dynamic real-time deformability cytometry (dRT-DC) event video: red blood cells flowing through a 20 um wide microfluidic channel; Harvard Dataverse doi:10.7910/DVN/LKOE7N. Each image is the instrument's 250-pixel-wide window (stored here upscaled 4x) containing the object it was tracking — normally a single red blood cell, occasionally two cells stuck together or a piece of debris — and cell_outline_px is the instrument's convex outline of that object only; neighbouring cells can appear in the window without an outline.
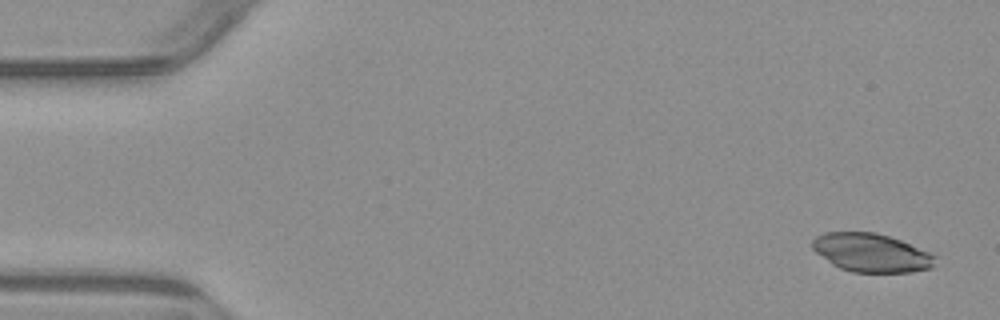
{"species": "common noctule bat (a hibernating species)", "species_latin": "Nyctalus noctula", "temperature_condition": "warm", "stored_images_in_passage": 4, "camera_frame_rate_fps": 3000, "um_per_image_px": 0.085, "animal": {"sex": "male", "body_mass_g": 23.1, "forearm_length_mm": 52.7}, "frame": {"image": 1, "passage_image": 1, "time_ms": 0.0, "image_size_px": [1000, 320], "cell_outline_px": [[936, 256], [932, 268], [908, 272], [852, 272], [840, 268], [832, 264], [816, 252], [812, 248], [812, 240], [816, 236], [824, 232], [876, 232], [900, 240], [928, 252]], "centroid_in_image_um": [74.03, 21.48], "position_along_channel_um": 11.0, "area_um2": 27.34}}